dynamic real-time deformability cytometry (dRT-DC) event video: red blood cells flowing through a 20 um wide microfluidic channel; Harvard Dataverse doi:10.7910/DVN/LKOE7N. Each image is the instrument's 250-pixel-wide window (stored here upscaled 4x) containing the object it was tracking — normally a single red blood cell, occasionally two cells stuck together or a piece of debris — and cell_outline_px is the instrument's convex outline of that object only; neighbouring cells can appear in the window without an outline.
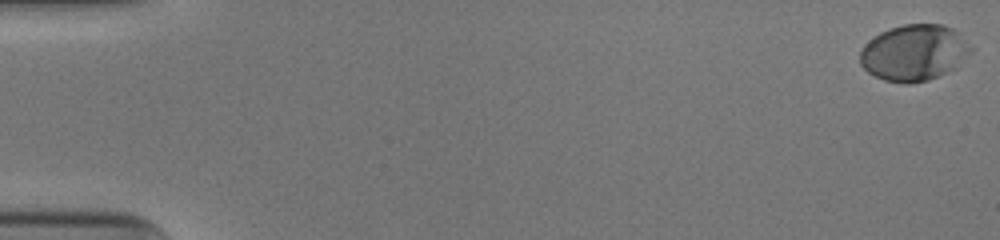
{"species": "human", "species_latin": "Homo sapiens", "temperature_condition": "cold", "stored_images_in_passage": 9, "camera_frame_rate_fps": 3000, "um_per_image_px": 0.085, "donor": {"sex": "male"}, "frame": {"image": 1, "passage_image": 1, "time_ms": 0.0, "image_size_px": [1000, 240], "cell_outline_px": [[976, 48], [956, 68], [948, 72], [928, 80], [908, 84], [884, 80], [868, 72], [860, 64], [860, 52], [864, 44], [868, 40], [880, 32], [888, 28], [904, 24], [944, 24], [952, 28]], "centroid_in_image_um": [77.73, 4.47], "position_along_channel_um": 7.3, "area_um2": 36.7}}